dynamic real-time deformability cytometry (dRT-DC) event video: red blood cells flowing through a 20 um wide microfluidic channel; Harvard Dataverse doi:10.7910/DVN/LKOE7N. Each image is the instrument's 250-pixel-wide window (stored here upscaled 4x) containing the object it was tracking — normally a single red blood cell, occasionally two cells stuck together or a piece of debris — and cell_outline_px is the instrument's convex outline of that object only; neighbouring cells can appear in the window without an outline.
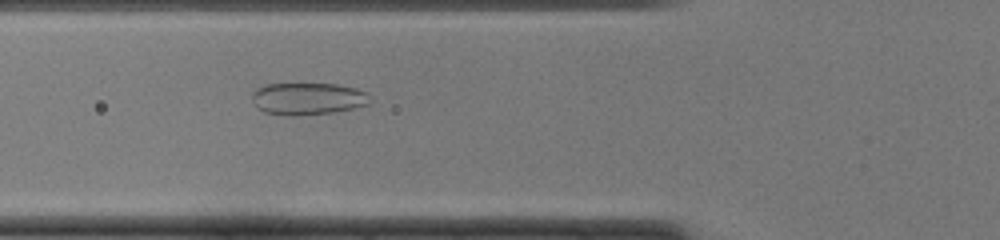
{"species": "common noctule bat (a hibernating species)", "species_latin": "Nyctalus noctula", "temperature_condition": "cold", "stored_images_in_passage": 44, "camera_frame_rate_fps": 3000, "um_per_image_px": 0.085, "animal": {"sex": "female", "body_mass_g": 22.0, "forearm_length_mm": 56.7}, "frame": {"image": 1, "passage_image": 13, "time_ms": 4.0, "image_size_px": [1000, 240], "cell_outline_px": [[372, 100], [368, 104], [352, 108], [332, 112], [296, 116], [288, 116], [264, 112], [256, 108], [252, 100], [252, 92], [256, 88], [264, 84], [336, 84], [356, 88], [368, 92]], "centroid_in_image_um": [26.14, 8.39], "position_along_channel_um": 99.7, "area_um2": 22.31}}
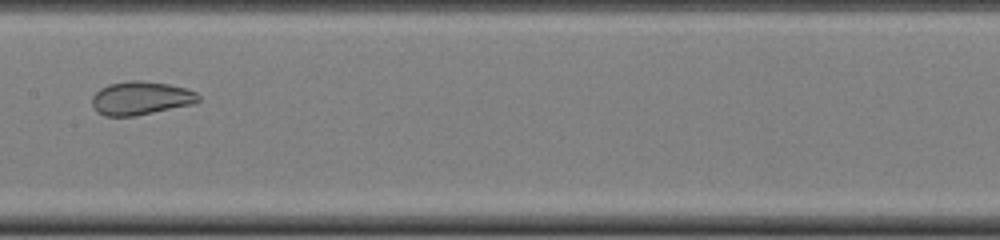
{"frame": {"image": 2, "passage_image": 20, "time_ms": 6.333, "image_size_px": [1000, 240], "cell_outline_px": [[200, 100], [196, 104], [136, 116], [104, 116], [96, 112], [92, 104], [92, 96], [100, 88], [108, 84], [128, 80], [140, 80], [168, 84], [188, 88], [196, 92], [200, 96]], "centroid_in_image_um": [11.99, 8.35], "position_along_channel_um": 195.4, "area_um2": 21.15}}
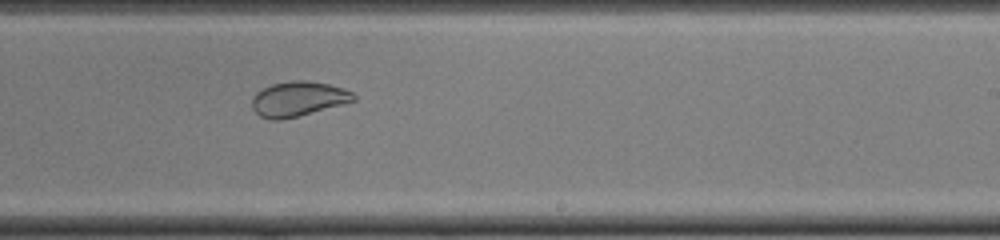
{"frame": {"image": 3, "passage_image": 25, "time_ms": 8.0, "image_size_px": [1000, 240], "cell_outline_px": [[356, 100], [296, 116], [280, 120], [268, 120], [260, 116], [252, 108], [252, 96], [256, 92], [272, 84], [292, 80], [308, 80], [328, 84], [344, 88], [352, 92], [356, 96]], "centroid_in_image_um": [25.31, 8.39], "position_along_channel_um": 263.7, "area_um2": 20.46}, "authors_computed_cell_mechanics": {"area_um2": 27.3105, "velocity_mm_per_s": 4.1078, "shape_relaxation_time_tau1_ms": null, "shape_relaxation_time_tau2_ms": 0.592, "deformation_change_tau1": null, "deformation_change_tau2": 0.0629}}